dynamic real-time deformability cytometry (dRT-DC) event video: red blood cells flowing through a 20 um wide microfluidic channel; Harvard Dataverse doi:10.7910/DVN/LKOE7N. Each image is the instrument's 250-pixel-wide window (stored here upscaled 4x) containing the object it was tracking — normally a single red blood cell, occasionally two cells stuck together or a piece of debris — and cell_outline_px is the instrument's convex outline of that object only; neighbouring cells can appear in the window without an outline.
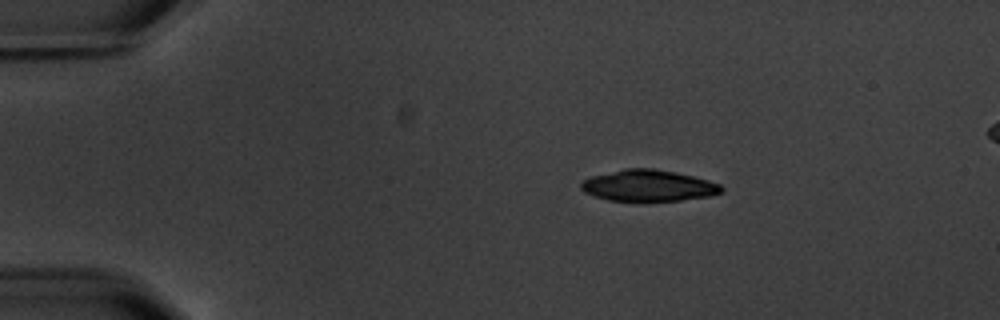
{"species": "common noctule bat (a hibernating species)", "species_latin": "Nyctalus noctula", "temperature_condition": "warm", "stored_images_in_passage": 4, "segment_of_instrument_passage": [1, 2], "camera_frame_rate_fps": 3000, "um_per_image_px": 0.085, "animal": {"sex": "male", "body_mass_g": 20.1, "forearm_length_mm": 53.5}, "frame": {"image": 1, "passage_image": 1, "time_ms": 0.0, "image_size_px": [1000, 320], "cell_outline_px": [[724, 192], [712, 196], [680, 200], [608, 200], [584, 192], [580, 188], [580, 184], [584, 180], [592, 176], [624, 168], [652, 168], [676, 172], [708, 180], [720, 184], [724, 188]], "centroid_in_image_um": [55.15, 15.77], "position_along_channel_um": 29.9, "area_um2": 25.49}}